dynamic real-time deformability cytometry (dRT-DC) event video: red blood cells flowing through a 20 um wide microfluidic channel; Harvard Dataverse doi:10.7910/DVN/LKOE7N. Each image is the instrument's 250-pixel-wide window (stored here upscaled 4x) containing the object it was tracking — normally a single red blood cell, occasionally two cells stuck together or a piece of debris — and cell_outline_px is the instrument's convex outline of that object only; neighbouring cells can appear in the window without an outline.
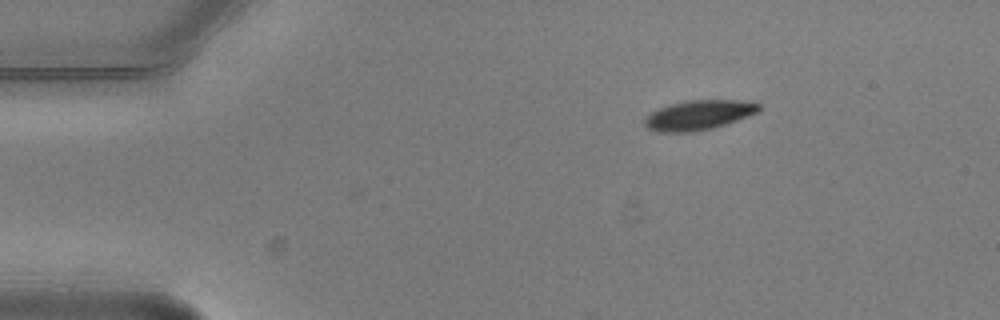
{"species": "common noctule bat (a hibernating species)", "species_latin": "Nyctalus noctula", "temperature_condition": "warm", "stored_images_in_passage": 3, "camera_frame_rate_fps": 3000, "um_per_image_px": 0.085, "animal": {"sex": "male", "body_mass_g": 20.5, "forearm_length_mm": 52.5}, "frame": {"image": 1, "passage_image": 1, "time_ms": 0.0, "image_size_px": [1000, 320], "cell_outline_px": [[760, 112], [712, 128], [692, 132], [656, 132], [648, 128], [644, 124], [644, 120], [652, 112], [668, 104], [684, 100], [752, 100], [760, 104]], "centroid_in_image_um": [59.42, 9.76], "position_along_channel_um": 25.6, "area_um2": 19.88}}
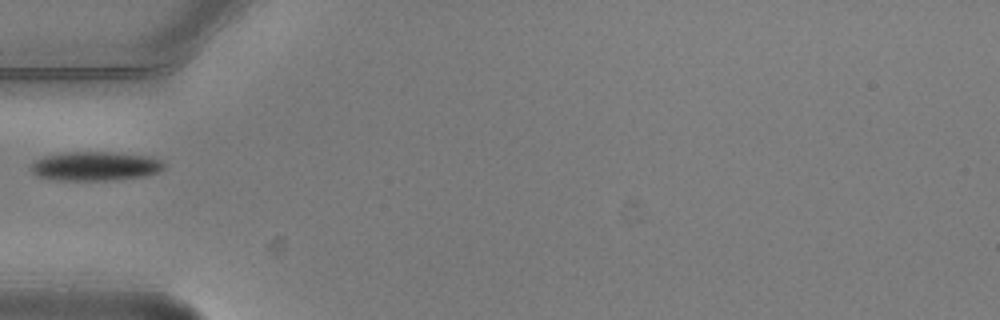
{"frame": {"image": 2, "passage_image": 3, "time_ms": 0.667, "image_size_px": [1000, 320], "cell_outline_px": [[164, 168], [160, 172], [144, 176], [112, 180], [56, 180], [36, 176], [28, 168], [36, 160], [44, 156], [64, 152], [112, 152], [152, 156], [160, 160], [164, 164]], "centroid_in_image_um": [8.09, 14.12], "position_along_channel_um": 76.9, "area_um2": 22.77}}